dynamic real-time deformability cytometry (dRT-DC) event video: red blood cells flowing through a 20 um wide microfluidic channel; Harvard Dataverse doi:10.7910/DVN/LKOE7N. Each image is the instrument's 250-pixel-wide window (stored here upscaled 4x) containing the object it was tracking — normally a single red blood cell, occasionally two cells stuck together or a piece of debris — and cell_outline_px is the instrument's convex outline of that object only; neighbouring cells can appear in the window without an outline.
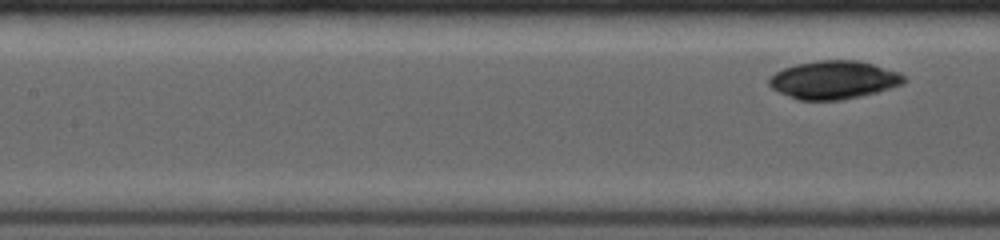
{"species": "common noctule bat (a hibernating species)", "species_latin": "Nyctalus noctula", "temperature_condition": "room temperature", "stored_images_in_passage": 5, "segment_of_instrument_passage": [2, 2], "camera_frame_rate_fps": 4000, "um_per_image_px": 0.085, "animal": {"sex": "female", "body_mass_g": 19.0, "forearm_length_mm": 53.3}, "frame": {"image": 1, "passage_image": 5, "time_ms": 3.75, "image_size_px": [1000, 240], "cell_outline_px": [[908, 80], [904, 84], [876, 92], [860, 96], [840, 100], [800, 100], [788, 96], [772, 88], [768, 84], [768, 80], [776, 72], [784, 68], [796, 64], [816, 60], [856, 60], [872, 64], [900, 72]], "centroid_in_image_um": [70.89, 6.79], "position_along_channel_um": 136.5, "area_um2": 29.94}}